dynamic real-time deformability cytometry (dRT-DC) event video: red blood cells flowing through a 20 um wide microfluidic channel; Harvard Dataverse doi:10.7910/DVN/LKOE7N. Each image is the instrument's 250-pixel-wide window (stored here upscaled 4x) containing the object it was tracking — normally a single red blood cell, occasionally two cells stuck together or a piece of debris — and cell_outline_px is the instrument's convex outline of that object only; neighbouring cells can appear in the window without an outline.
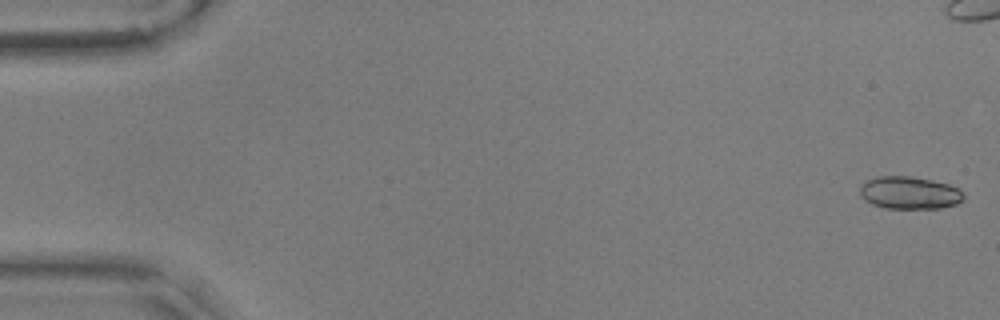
{"species": "common noctule bat (a hibernating species)", "species_latin": "Nyctalus noctula", "temperature_condition": "warm", "stored_images_in_passage": 58, "camera_frame_rate_fps": 3000, "um_per_image_px": 0.085, "animal": {"sex": "male", "body_mass_g": 17.9, "forearm_length_mm": 54.2}, "frame": {"image": 1, "passage_image": 2, "time_ms": 0.333, "image_size_px": [1000, 320], "cell_outline_px": [[964, 200], [956, 204], [940, 208], [884, 208], [872, 204], [864, 200], [860, 196], [860, 184], [876, 176], [908, 176], [948, 184], [960, 188], [964, 192]], "centroid_in_image_um": [77.3, 16.39], "position_along_channel_um": 7.7, "area_um2": 19.77}}
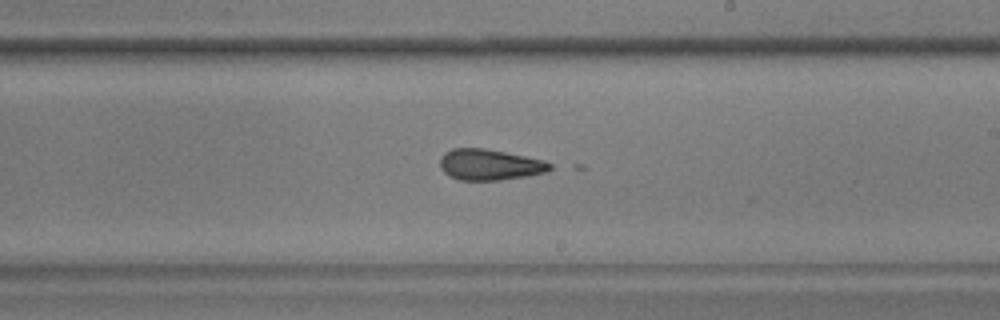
{"frame": {"image": 2, "passage_image": 34, "time_ms": 11.0, "image_size_px": [1000, 320], "cell_outline_px": [[552, 168], [548, 172], [528, 176], [500, 180], [460, 180], [448, 176], [440, 168], [440, 156], [444, 152], [452, 148], [484, 148], [544, 160], [552, 164]], "centroid_in_image_um": [41.61, 14.0], "position_along_channel_um": 247.4, "area_um2": 20.0}}
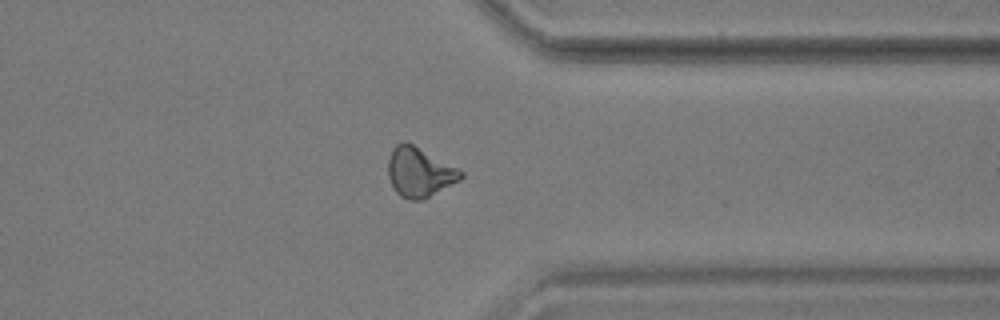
{"frame": {"image": 3, "passage_image": 45, "time_ms": 14.667, "image_size_px": [1000, 320], "cell_outline_px": [[464, 176], [460, 180], [420, 200], [412, 200], [400, 196], [396, 192], [388, 176], [388, 160], [392, 148], [396, 144], [404, 140], [460, 168], [464, 172]], "centroid_in_image_um": [35.66, 14.61], "position_along_channel_um": 375.7, "area_um2": 20.92}, "authors_computed_cell_mechanics": {"area_um2": 20.3167, "velocity_mm_per_s": 3.5963, "shape_relaxation_time_tau1_ms": null, "shape_relaxation_time_tau2_ms": 1.3268, "deformation_change_tau1": null, "deformation_change_tau2": 0.0853}}